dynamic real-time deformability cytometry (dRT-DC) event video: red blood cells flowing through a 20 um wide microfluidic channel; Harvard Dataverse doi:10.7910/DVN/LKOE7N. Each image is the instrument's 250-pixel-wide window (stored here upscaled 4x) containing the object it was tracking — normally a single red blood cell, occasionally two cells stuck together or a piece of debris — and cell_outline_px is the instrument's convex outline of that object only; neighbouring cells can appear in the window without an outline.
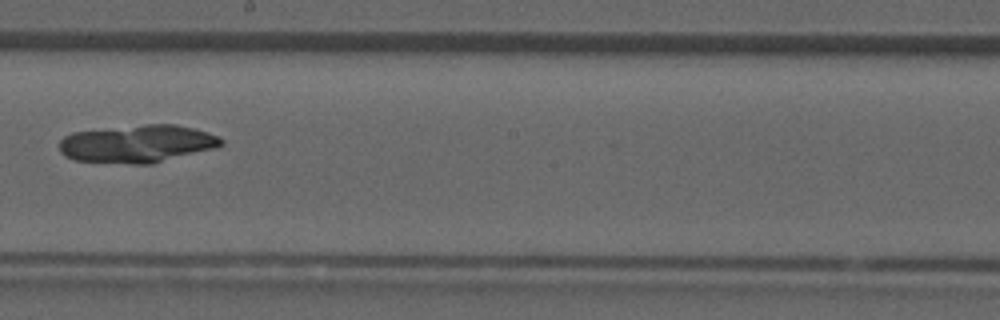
{"species": "common noctule bat (a hibernating species)", "species_latin": "Nyctalus noctula", "temperature_condition": "room temperature", "stored_images_in_passage": 24, "camera_frame_rate_fps": 3000, "um_per_image_px": 0.085, "animal": {"sex": "male", "forearm_length_mm": 52.5}, "frame": {"image": 1, "passage_image": 11, "time_ms": 3.333, "image_size_px": [1000, 320], "cell_outline_px": [[224, 144], [212, 148], [152, 164], [132, 164], [76, 160], [64, 156], [60, 152], [60, 140], [64, 136], [72, 132], [144, 124], [176, 124], [208, 132], [224, 140]], "centroid_in_image_um": [11.64, 12.21], "position_along_channel_um": 236.6, "area_um2": 35.37}}